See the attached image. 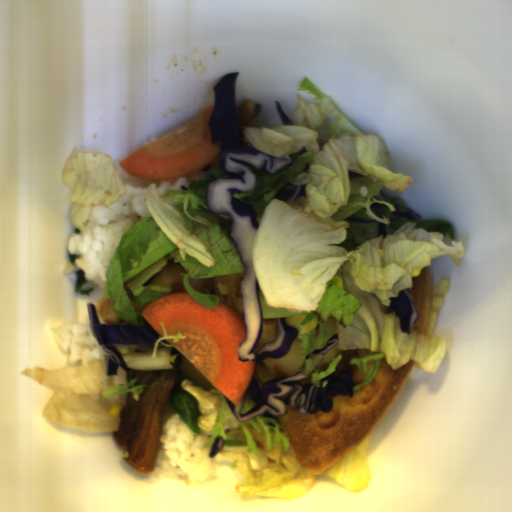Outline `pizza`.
<instances>
[{"instance_id": "pizza-6", "label": "pizza", "mask_w": 512, "mask_h": 512, "mask_svg": "<svg viewBox=\"0 0 512 512\" xmlns=\"http://www.w3.org/2000/svg\"><path fill=\"white\" fill-rule=\"evenodd\" d=\"M187 272L181 262H175L173 257L153 277L144 284L146 286H169L172 293L186 292L181 274Z\"/></svg>"}, {"instance_id": "pizza-1", "label": "pizza", "mask_w": 512, "mask_h": 512, "mask_svg": "<svg viewBox=\"0 0 512 512\" xmlns=\"http://www.w3.org/2000/svg\"><path fill=\"white\" fill-rule=\"evenodd\" d=\"M415 361L392 370L380 359L373 380L353 396L337 395L330 412L298 415L289 405L278 417L299 466L313 475L326 473L371 435L396 402Z\"/></svg>"}, {"instance_id": "pizza-4", "label": "pizza", "mask_w": 512, "mask_h": 512, "mask_svg": "<svg viewBox=\"0 0 512 512\" xmlns=\"http://www.w3.org/2000/svg\"><path fill=\"white\" fill-rule=\"evenodd\" d=\"M404 291H407L418 314L417 322L411 331H418L425 336L433 296L432 270L430 266L421 270V274L418 277L414 276L411 289Z\"/></svg>"}, {"instance_id": "pizza-13", "label": "pizza", "mask_w": 512, "mask_h": 512, "mask_svg": "<svg viewBox=\"0 0 512 512\" xmlns=\"http://www.w3.org/2000/svg\"><path fill=\"white\" fill-rule=\"evenodd\" d=\"M302 385H306V384H312L311 382V376H307V378H304L303 380L300 381ZM313 385V384H312Z\"/></svg>"}, {"instance_id": "pizza-2", "label": "pizza", "mask_w": 512, "mask_h": 512, "mask_svg": "<svg viewBox=\"0 0 512 512\" xmlns=\"http://www.w3.org/2000/svg\"><path fill=\"white\" fill-rule=\"evenodd\" d=\"M245 274L230 273L212 278H188V283L195 291L203 295L218 296L221 302L229 305L245 321L242 280Z\"/></svg>"}, {"instance_id": "pizza-9", "label": "pizza", "mask_w": 512, "mask_h": 512, "mask_svg": "<svg viewBox=\"0 0 512 512\" xmlns=\"http://www.w3.org/2000/svg\"><path fill=\"white\" fill-rule=\"evenodd\" d=\"M278 333L277 319H263L262 318V332L261 339L252 353L260 352L262 347L269 341L276 340Z\"/></svg>"}, {"instance_id": "pizza-5", "label": "pizza", "mask_w": 512, "mask_h": 512, "mask_svg": "<svg viewBox=\"0 0 512 512\" xmlns=\"http://www.w3.org/2000/svg\"><path fill=\"white\" fill-rule=\"evenodd\" d=\"M371 353L365 349H349V350H339L338 343L331 348L328 352H326L322 358V360L318 364L317 370L324 371L328 368L331 362L335 357L341 355V358L338 360L333 373L335 375H340L341 372L349 370L352 372L353 376V387L360 385L361 382L365 378V368L362 366L361 372H359V367L354 364H351V358H361L365 356H369Z\"/></svg>"}, {"instance_id": "pizza-11", "label": "pizza", "mask_w": 512, "mask_h": 512, "mask_svg": "<svg viewBox=\"0 0 512 512\" xmlns=\"http://www.w3.org/2000/svg\"><path fill=\"white\" fill-rule=\"evenodd\" d=\"M130 303L133 307V309L136 311V312H140L142 313L143 310H145L149 305H151L152 303H148V304H140L138 303L137 301H133V300H130Z\"/></svg>"}, {"instance_id": "pizza-7", "label": "pizza", "mask_w": 512, "mask_h": 512, "mask_svg": "<svg viewBox=\"0 0 512 512\" xmlns=\"http://www.w3.org/2000/svg\"><path fill=\"white\" fill-rule=\"evenodd\" d=\"M242 132L247 127H259L262 116L261 104L257 101L246 100L236 112Z\"/></svg>"}, {"instance_id": "pizza-12", "label": "pizza", "mask_w": 512, "mask_h": 512, "mask_svg": "<svg viewBox=\"0 0 512 512\" xmlns=\"http://www.w3.org/2000/svg\"><path fill=\"white\" fill-rule=\"evenodd\" d=\"M219 158L220 155L210 165L206 166L204 170L207 172V170L216 169L220 167Z\"/></svg>"}, {"instance_id": "pizza-8", "label": "pizza", "mask_w": 512, "mask_h": 512, "mask_svg": "<svg viewBox=\"0 0 512 512\" xmlns=\"http://www.w3.org/2000/svg\"><path fill=\"white\" fill-rule=\"evenodd\" d=\"M97 314L102 322V324H126L131 325L126 322L118 313L114 311L113 302L106 294V292L102 295V297L96 303Z\"/></svg>"}, {"instance_id": "pizza-10", "label": "pizza", "mask_w": 512, "mask_h": 512, "mask_svg": "<svg viewBox=\"0 0 512 512\" xmlns=\"http://www.w3.org/2000/svg\"><path fill=\"white\" fill-rule=\"evenodd\" d=\"M325 329L332 330L331 333L328 334L325 340H329L333 335L337 334V327H336V318L335 316H328L325 322Z\"/></svg>"}, {"instance_id": "pizza-3", "label": "pizza", "mask_w": 512, "mask_h": 512, "mask_svg": "<svg viewBox=\"0 0 512 512\" xmlns=\"http://www.w3.org/2000/svg\"><path fill=\"white\" fill-rule=\"evenodd\" d=\"M301 338H295L286 355L278 359L263 358L255 360L253 376L260 387L264 382L280 377L294 376L301 372L305 361Z\"/></svg>"}]
</instances>
